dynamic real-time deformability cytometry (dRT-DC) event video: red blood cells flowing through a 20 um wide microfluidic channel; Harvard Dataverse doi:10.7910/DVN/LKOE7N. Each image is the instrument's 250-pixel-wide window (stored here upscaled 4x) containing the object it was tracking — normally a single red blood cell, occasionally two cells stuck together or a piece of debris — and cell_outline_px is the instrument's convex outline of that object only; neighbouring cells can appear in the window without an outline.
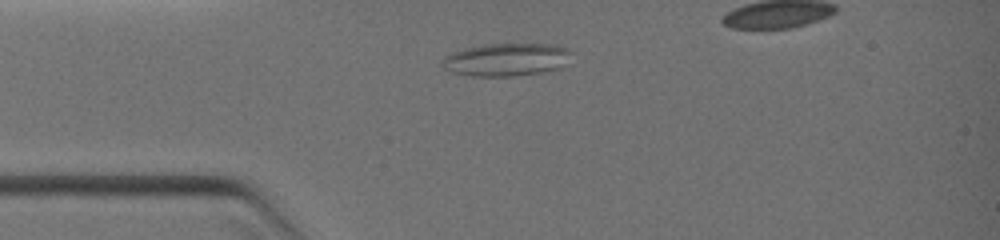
{"species": "common noctule bat (a hibernating species)", "species_latin": "Nyctalus noctula", "temperature_condition": "warm", "stored_images_in_passage": 28, "segment_of_instrument_passage": [1, 2], "camera_frame_rate_fps": 3000, "um_per_image_px": 0.085, "animal": {"sex": "female", "body_mass_g": 19.0, "forearm_length_mm": 51.5}, "frame": {"image": 1, "passage_image": 3, "time_ms": 0.667, "image_size_px": [1000, 240], "cell_outline_px": [[572, 52], [560, 68], [544, 72], [516, 76], [472, 76], [452, 72], [444, 68], [440, 64], [440, 60], [444, 56], [452, 52], [464, 48], [480, 44], [556, 44], [568, 48]], "centroid_in_image_um": [43.0, 5.06], "position_along_channel_um": 42.0, "area_um2": 25.03}}
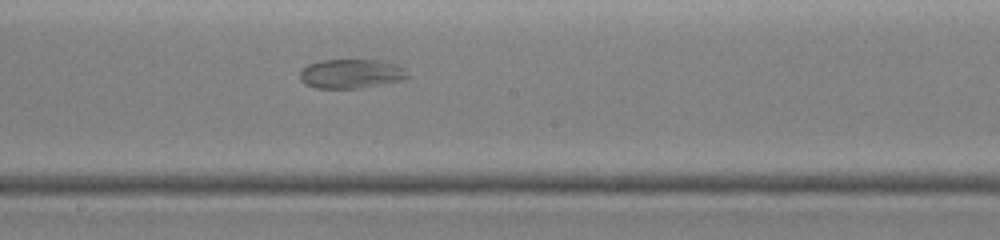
{"frame": {"image": 2, "passage_image": 14, "time_ms": 4.333, "image_size_px": [1000, 240], "cell_outline_px": [[408, 76], [404, 80], [360, 88], [316, 88], [304, 84], [300, 80], [300, 68], [308, 64], [320, 60], [376, 60], [396, 64], [404, 68]], "centroid_in_image_um": [29.8, 6.27], "position_along_channel_um": 218.4, "area_um2": 18.44}}
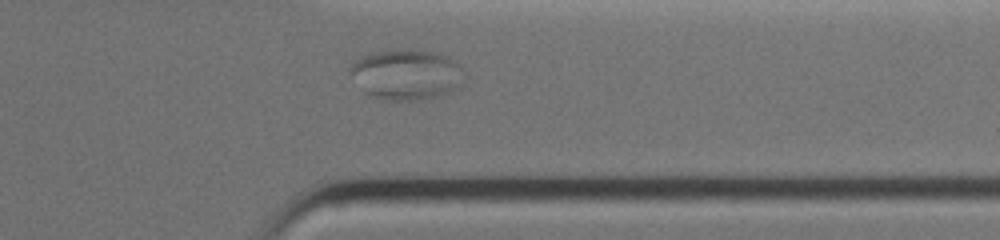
{"frame": {"image": 3, "passage_image": 23, "time_ms": 7.333, "image_size_px": [1000, 240], "cell_outline_px": [[468, 76], [456, 88], [448, 92], [436, 96], [408, 100], [396, 100], [376, 96], [364, 92], [348, 72], [348, 68], [356, 60], [364, 56], [376, 52], [400, 48], [432, 52], [448, 56], [456, 60], [460, 64]], "centroid_in_image_um": [34.59, 6.3], "position_along_channel_um": 376.8, "area_um2": 33.35}}